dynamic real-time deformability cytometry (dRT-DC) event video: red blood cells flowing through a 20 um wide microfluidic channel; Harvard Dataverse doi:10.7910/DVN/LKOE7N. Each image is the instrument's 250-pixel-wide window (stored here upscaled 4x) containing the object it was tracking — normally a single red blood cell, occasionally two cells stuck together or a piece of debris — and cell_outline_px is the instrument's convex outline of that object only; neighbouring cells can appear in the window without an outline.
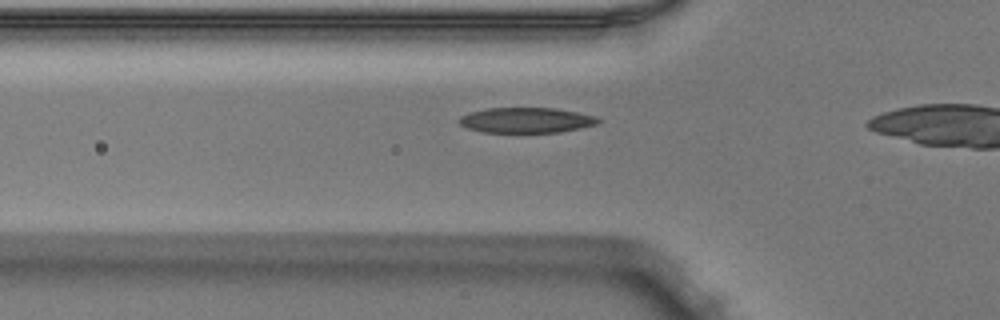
{"species": "Egyptian fruit bat (a non-hibernating species)", "species_latin": "Rousettus aegyptiacus", "temperature_condition": "warm", "stored_images_in_passage": 13, "camera_frame_rate_fps": 3000, "um_per_image_px": 0.085, "animal": {"sex": "male"}, "frame": {"image": 1, "passage_image": 11, "time_ms": 3.333, "image_size_px": [1000, 320], "cell_outline_px": [[600, 120], [596, 124], [580, 128], [560, 132], [480, 132], [468, 128], [460, 124], [460, 116], [468, 112], [488, 108], [556, 108], [596, 116]], "centroid_in_image_um": [44.71, 10.21], "position_along_channel_um": 81.1, "area_um2": 20.4}}